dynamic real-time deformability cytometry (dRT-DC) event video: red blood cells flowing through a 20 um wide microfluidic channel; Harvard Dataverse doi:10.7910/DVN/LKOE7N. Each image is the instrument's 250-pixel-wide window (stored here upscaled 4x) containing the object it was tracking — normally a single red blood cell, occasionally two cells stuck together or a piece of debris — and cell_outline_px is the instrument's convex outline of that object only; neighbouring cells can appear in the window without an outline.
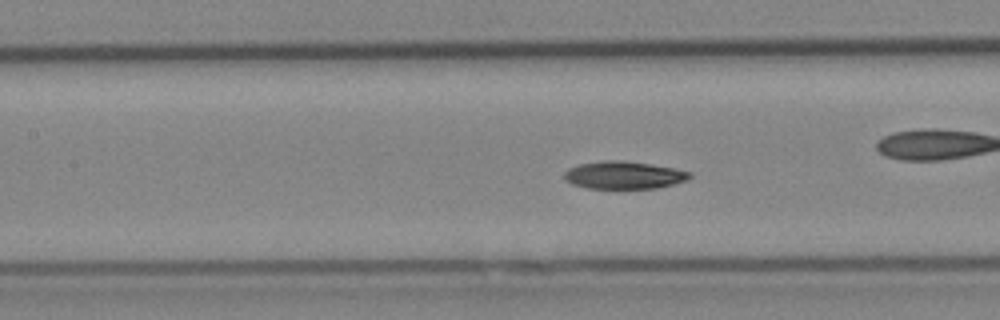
{"species": "Egyptian fruit bat (a non-hibernating species)", "species_latin": "Rousettus aegyptiacus", "temperature_condition": "cold", "stored_images_in_passage": 52, "camera_frame_rate_fps": 3000, "um_per_image_px": 0.085, "animal": {"sex": "female"}, "frame": {"image": 1, "passage_image": 23, "time_ms": 7.333, "image_size_px": [1000, 320], "cell_outline_px": [[692, 176], [688, 180], [656, 188], [588, 188], [572, 184], [564, 180], [564, 172], [568, 168], [580, 164], [604, 160], [620, 160], [652, 164], [692, 172]], "centroid_in_image_um": [53.02, 14.88], "position_along_channel_um": 154.4, "area_um2": 20.17}}
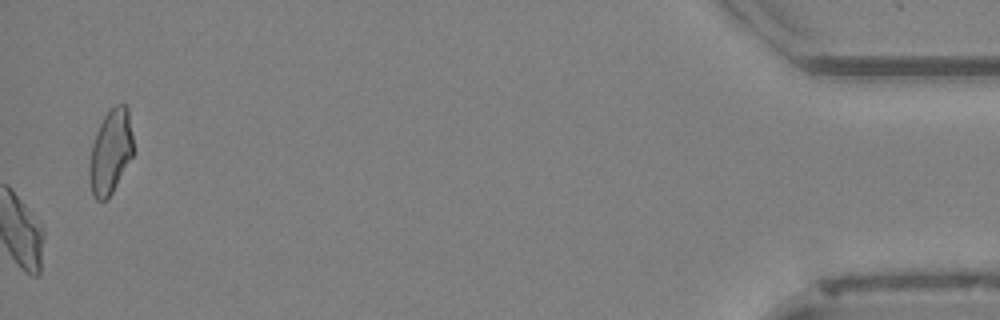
{"frame": {"image": 2, "passage_image": 52, "time_ms": 17.0, "image_size_px": [1000, 320], "cell_outline_px": [[132, 156], [112, 192], [104, 200], [96, 200], [92, 196], [88, 180], [88, 168], [92, 144], [96, 132], [104, 116], [116, 104], [124, 104], [128, 108], [132, 136]], "centroid_in_image_um": [9.36, 12.92], "position_along_channel_um": 425.8, "area_um2": 21.39}}